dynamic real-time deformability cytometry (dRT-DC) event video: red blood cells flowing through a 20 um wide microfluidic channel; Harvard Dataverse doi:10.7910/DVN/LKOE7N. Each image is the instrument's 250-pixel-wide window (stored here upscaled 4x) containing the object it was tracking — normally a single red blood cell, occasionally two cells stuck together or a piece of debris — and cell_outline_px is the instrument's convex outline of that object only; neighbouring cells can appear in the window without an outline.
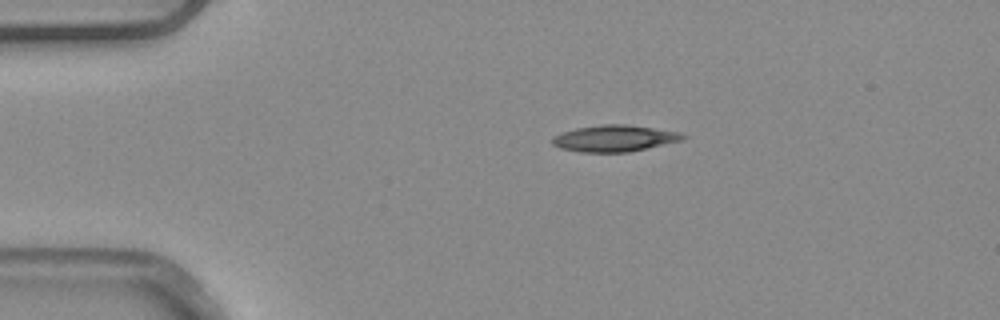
{"species": "common noctule bat (a hibernating species)", "species_latin": "Nyctalus noctula", "temperature_condition": "warm", "stored_images_in_passage": 3, "camera_frame_rate_fps": 3000, "um_per_image_px": 0.085, "animal": {"sex": "male", "body_mass_g": 20.4}, "frame": {"image": 1, "passage_image": 1, "time_ms": 0.0, "image_size_px": [1000, 320], "cell_outline_px": [[688, 136], [684, 140], [628, 152], [580, 152], [560, 148], [552, 144], [552, 136], [560, 132], [576, 128], [604, 124], [624, 124], [680, 132]], "centroid_in_image_um": [52.21, 11.76], "position_along_channel_um": 32.8, "area_um2": 20.17}}
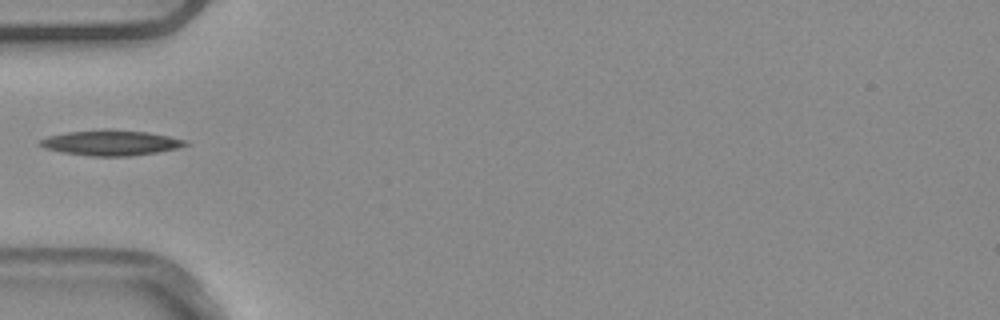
{"frame": {"image": 2, "passage_image": 3, "time_ms": 0.667, "image_size_px": [1000, 320], "cell_outline_px": [[192, 144], [180, 148], [132, 156], [88, 156], [60, 152], [44, 148], [36, 144], [40, 140], [48, 136], [68, 132], [104, 128], [108, 128], [148, 132], [188, 140]], "centroid_in_image_um": [9.44, 12.13], "position_along_channel_um": 75.6, "area_um2": 21.96}}